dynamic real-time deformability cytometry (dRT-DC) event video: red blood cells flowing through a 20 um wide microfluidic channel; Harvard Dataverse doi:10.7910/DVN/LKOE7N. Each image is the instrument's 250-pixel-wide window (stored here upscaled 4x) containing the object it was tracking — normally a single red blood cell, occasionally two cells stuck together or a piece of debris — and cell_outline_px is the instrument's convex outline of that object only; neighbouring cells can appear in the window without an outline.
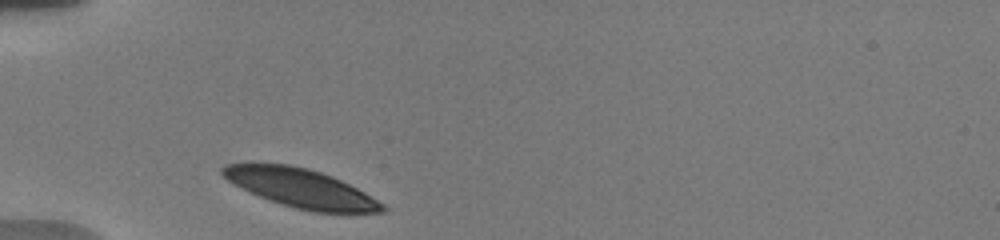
{"species": "human", "species_latin": "Homo sapiens", "temperature_condition": "warm", "stored_images_in_passage": 8, "camera_frame_rate_fps": 3000, "um_per_image_px": 0.085, "donor": {"sex": "male"}, "frame": {"image": 1, "passage_image": 1, "time_ms": 0.0, "image_size_px": [1000, 240], "cell_outline_px": [[388, 208], [384, 212], [352, 216], [312, 212], [296, 208], [260, 196], [228, 180], [220, 172], [220, 168], [224, 164], [292, 164], [308, 168], [332, 176], [364, 192], [384, 204]], "centroid_in_image_um": [25.72, 16.05], "position_along_channel_um": 59.3, "area_um2": 36.36}}
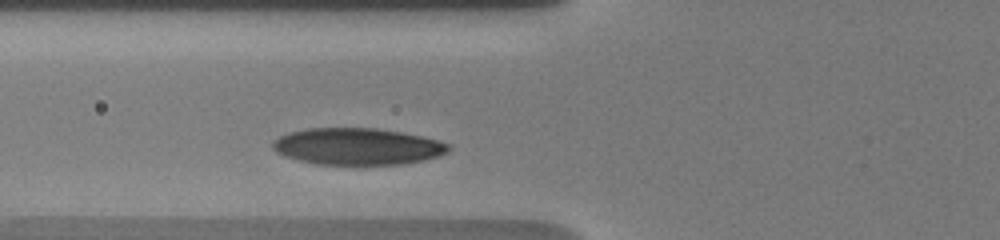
{"frame": {"image": 2, "passage_image": 6, "time_ms": 1.333, "image_size_px": [1000, 240], "cell_outline_px": [[452, 148], [448, 152], [424, 160], [404, 164], [316, 164], [284, 156], [276, 152], [272, 148], [272, 140], [288, 132], [308, 128], [376, 128], [400, 132], [420, 136], [436, 140], [448, 144]], "centroid_in_image_um": [30.34, 12.44], "position_along_channel_um": 95.5, "area_um2": 37.51}}